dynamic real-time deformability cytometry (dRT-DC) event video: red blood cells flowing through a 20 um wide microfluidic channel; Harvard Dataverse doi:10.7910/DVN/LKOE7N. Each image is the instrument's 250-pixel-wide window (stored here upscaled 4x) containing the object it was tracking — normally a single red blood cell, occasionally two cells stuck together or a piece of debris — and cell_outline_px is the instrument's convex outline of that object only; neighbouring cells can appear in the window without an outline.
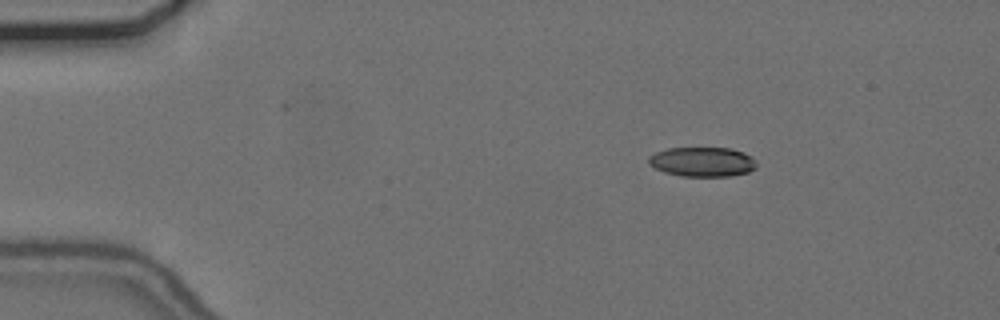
{"species": "common noctule bat (a hibernating species)", "species_latin": "Nyctalus noctula", "temperature_condition": "cold", "stored_images_in_passage": 46, "camera_frame_rate_fps": 3000, "um_per_image_px": 0.085, "animal": {"sex": "female", "body_mass_g": 24.6, "forearm_length_mm": 56.2}, "frame": {"image": 1, "passage_image": 1, "time_ms": 0.0, "image_size_px": [1000, 320], "cell_outline_px": [[756, 168], [748, 172], [732, 176], [680, 176], [664, 172], [648, 164], [648, 156], [656, 152], [668, 148], [728, 148], [744, 152], [752, 156], [756, 160]], "centroid_in_image_um": [59.71, 13.75], "position_along_channel_um": 25.3, "area_um2": 18.73}}
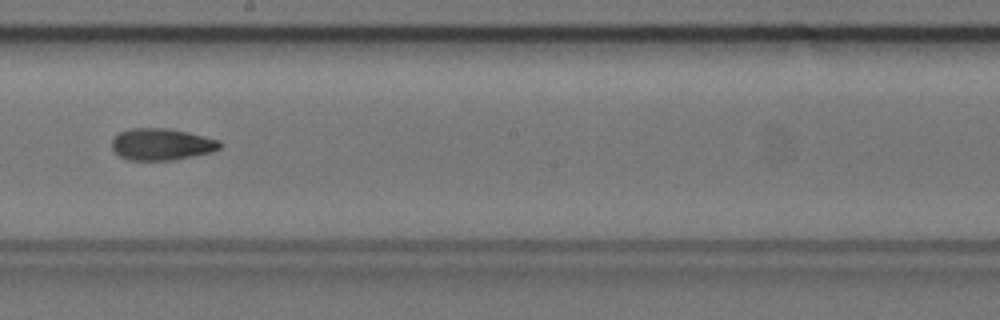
{"frame": {"image": 2, "passage_image": 24, "time_ms": 7.667, "image_size_px": [1000, 320], "cell_outline_px": [[224, 144], [220, 148], [212, 152], [172, 160], [128, 160], [120, 156], [112, 148], [112, 140], [120, 132], [132, 128], [168, 128], [188, 132], [220, 140]], "centroid_in_image_um": [13.77, 12.26], "position_along_channel_um": 234.4, "area_um2": 20.0}}
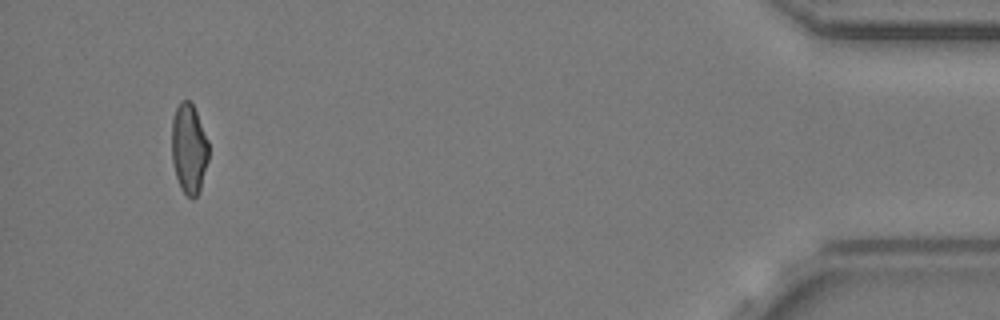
{"frame": {"image": 3, "passage_image": 45, "time_ms": 14.667, "image_size_px": [1000, 320], "cell_outline_px": [[208, 160], [200, 192], [192, 200], [180, 188], [176, 176], [172, 160], [172, 120], [176, 108], [180, 100], [188, 100], [192, 104], [196, 112], [208, 140]], "centroid_in_image_um": [16.06, 12.66], "position_along_channel_um": 419.1, "area_um2": 19.36}}